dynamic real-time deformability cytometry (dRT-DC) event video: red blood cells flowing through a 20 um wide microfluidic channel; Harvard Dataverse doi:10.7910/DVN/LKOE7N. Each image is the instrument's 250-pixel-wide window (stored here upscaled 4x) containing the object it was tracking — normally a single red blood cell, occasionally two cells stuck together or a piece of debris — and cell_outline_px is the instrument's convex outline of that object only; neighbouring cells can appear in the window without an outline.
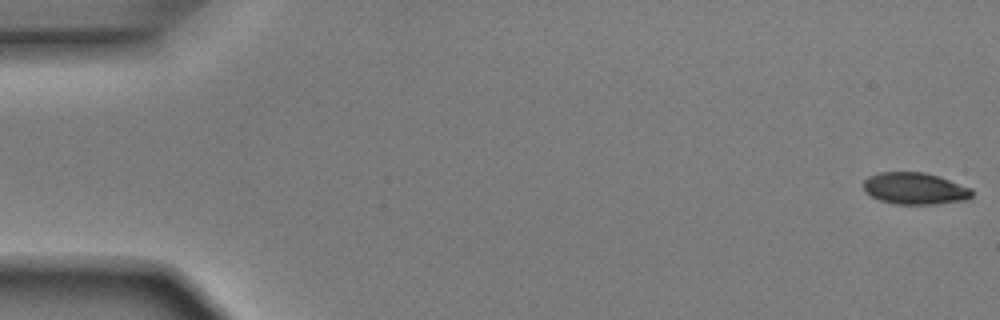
{"species": "Egyptian fruit bat (a non-hibernating species)", "species_latin": "Rousettus aegyptiacus", "temperature_condition": "room temperature", "stored_images_in_passage": 52, "camera_frame_rate_fps": 3000, "um_per_image_px": 0.085, "animal": {"sex": "male"}, "frame": {"image": 1, "passage_image": 1, "time_ms": 0.0, "image_size_px": [1000, 320], "cell_outline_px": [[972, 196], [968, 200], [936, 204], [896, 204], [880, 200], [864, 192], [864, 180], [868, 176], [880, 172], [924, 172], [972, 188]], "centroid_in_image_um": [77.76, 16.03], "position_along_channel_um": 7.2, "area_um2": 20.06}}
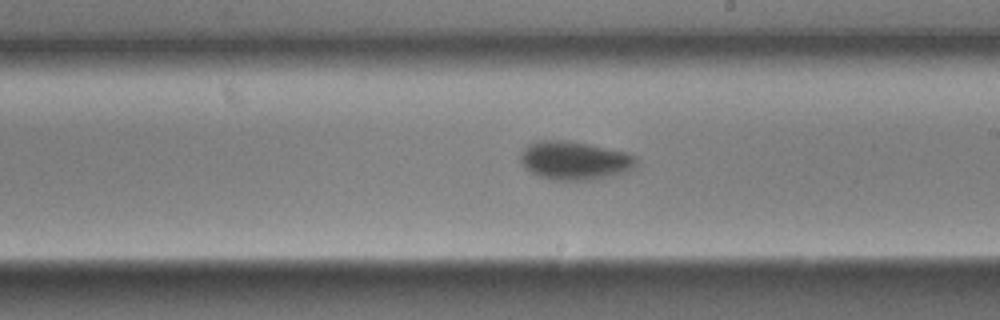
{"frame": {"image": 2, "passage_image": 30, "time_ms": 9.667, "image_size_px": [1000, 320], "cell_outline_px": [[636, 164], [632, 168], [624, 172], [612, 176], [592, 180], [552, 180], [540, 176], [524, 168], [520, 160], [520, 156], [524, 148], [528, 144], [540, 140], [568, 140], [628, 152], [636, 156]], "centroid_in_image_um": [48.83, 13.64], "position_along_channel_um": 240.2, "area_um2": 26.07}}
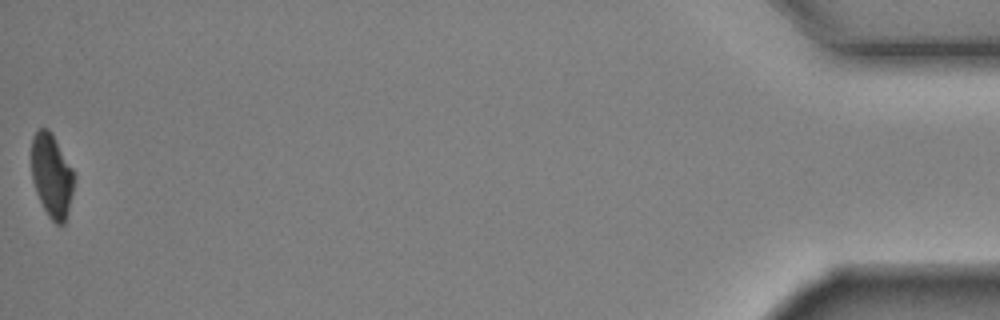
{"frame": {"image": 3, "passage_image": 52, "time_ms": 17.0, "image_size_px": [1000, 320], "cell_outline_px": [[76, 180], [68, 212], [64, 224], [56, 224], [48, 216], [36, 192], [32, 180], [32, 136], [40, 128], [48, 128], [72, 168], [76, 176]], "centroid_in_image_um": [4.42, 14.95], "position_along_channel_um": 430.8, "area_um2": 20.69}, "authors_computed_cell_mechanics": {"area_um2": 23.1489, "velocity_mm_per_s": 3.9202, "shape_relaxation_time_tau1_ms": 2.1457, "shape_relaxation_time_tau2_ms": 9.6874, "deformation_change_tau1": 0.1297, "deformation_change_tau2": 0.096}}